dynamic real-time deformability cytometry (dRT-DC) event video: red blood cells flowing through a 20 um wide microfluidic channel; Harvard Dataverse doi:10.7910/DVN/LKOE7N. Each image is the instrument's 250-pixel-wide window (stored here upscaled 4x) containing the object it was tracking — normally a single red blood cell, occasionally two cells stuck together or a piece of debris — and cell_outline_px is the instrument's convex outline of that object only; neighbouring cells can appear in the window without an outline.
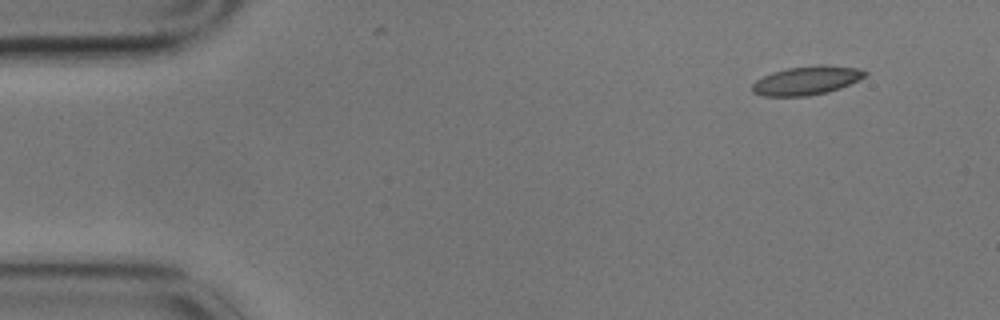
{"species": "common noctule bat (a hibernating species)", "species_latin": "Nyctalus noctula", "temperature_condition": "cold", "stored_images_in_passage": 54, "camera_frame_rate_fps": 3000, "um_per_image_px": 0.085, "animal": {"sex": "male", "body_mass_g": 17.9}, "frame": {"image": 1, "passage_image": 1, "time_ms": 0.0, "image_size_px": [1000, 320], "cell_outline_px": [[868, 76], [840, 88], [828, 92], [808, 96], [764, 96], [752, 92], [752, 84], [756, 80], [764, 76], [788, 68], [860, 68], [868, 72]], "centroid_in_image_um": [68.54, 6.91], "position_along_channel_um": 16.5, "area_um2": 17.86}}
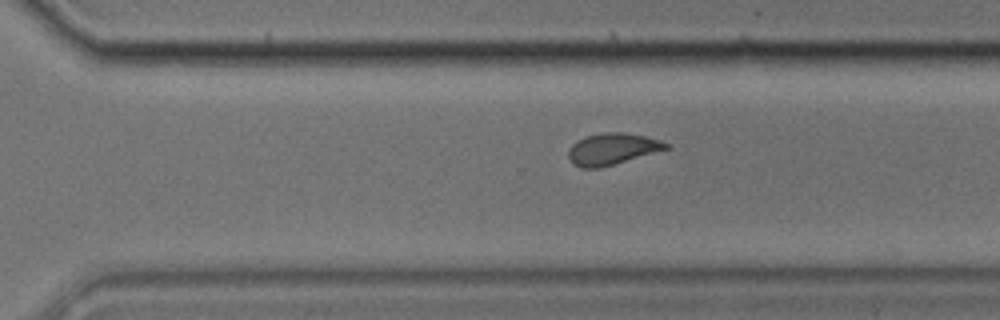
{"frame": {"image": 2, "passage_image": 36, "time_ms": 11.667, "image_size_px": [1000, 320], "cell_outline_px": [[672, 148], [600, 168], [580, 168], [572, 164], [568, 156], [568, 148], [576, 140], [584, 136], [604, 132], [624, 132], [644, 136], [660, 140], [668, 144]], "centroid_in_image_um": [52.02, 12.66], "position_along_channel_um": 318.6, "area_um2": 18.21}}
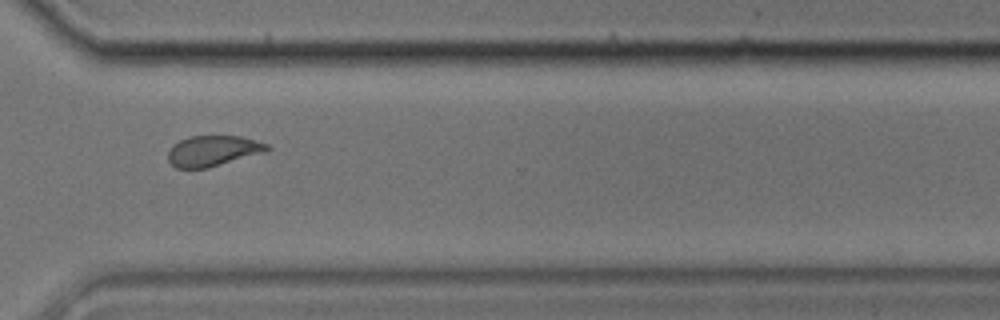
{"frame": {"image": 3, "passage_image": 39, "time_ms": 12.667, "image_size_px": [1000, 320], "cell_outline_px": [[272, 148], [268, 152], [208, 168], [176, 168], [168, 160], [168, 152], [172, 144], [188, 136], [240, 136], [256, 140], [268, 144]], "centroid_in_image_um": [18.14, 12.82], "position_along_channel_um": 352.5, "area_um2": 17.98}, "authors_computed_cell_mechanics": {"area_um2": 18.2648, "velocity_mm_per_s": 3.3819, "shape_relaxation_time_tau1_ms": 4.9568, "shape_relaxation_time_tau2_ms": 1.8058, "deformation_change_tau1": 0.1451, "deformation_change_tau2": 0.0743}}